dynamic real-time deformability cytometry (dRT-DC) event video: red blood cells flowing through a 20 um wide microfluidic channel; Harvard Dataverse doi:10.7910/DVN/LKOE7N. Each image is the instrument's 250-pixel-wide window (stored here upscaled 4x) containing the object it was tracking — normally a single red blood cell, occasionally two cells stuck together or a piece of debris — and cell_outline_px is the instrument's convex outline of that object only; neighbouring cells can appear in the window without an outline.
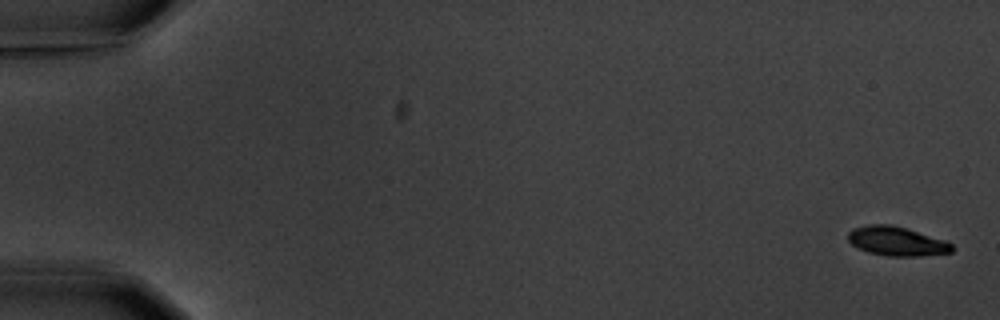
{"species": "common noctule bat (a hibernating species)", "species_latin": "Nyctalus noctula", "temperature_condition": "warm", "stored_images_in_passage": 7, "segment_of_instrument_passage": [1, 2], "camera_frame_rate_fps": 3000, "um_per_image_px": 0.085, "animal": {"sex": "male", "body_mass_g": 20.1, "forearm_length_mm": 53.5}, "frame": {"image": 1, "passage_image": 1, "time_ms": 0.0, "image_size_px": [1000, 320], "cell_outline_px": [[952, 252], [920, 256], [888, 256], [868, 252], [856, 248], [848, 240], [848, 232], [852, 228], [868, 224], [892, 224], [944, 240], [952, 244]], "centroid_in_image_um": [76.16, 20.5], "position_along_channel_um": 8.8, "area_um2": 17.63}}
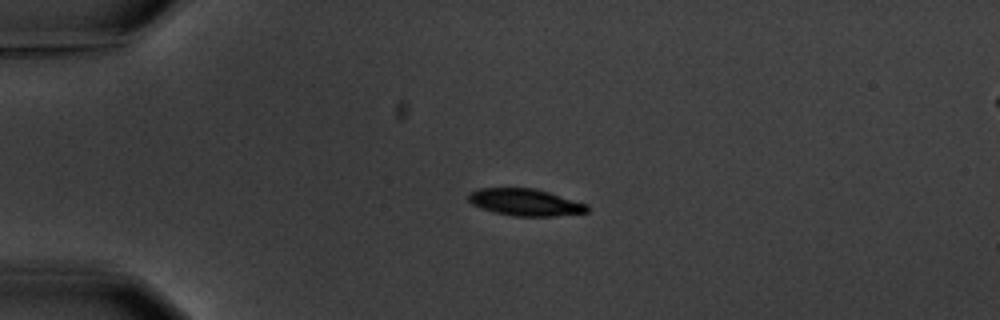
{"frame": {"image": 2, "passage_image": 5, "time_ms": 4.333, "image_size_px": [1000, 320], "cell_outline_px": [[588, 212], [556, 216], [516, 216], [496, 212], [472, 204], [468, 200], [468, 192], [476, 188], [536, 188], [588, 204]], "centroid_in_image_um": [44.65, 17.18], "position_along_channel_um": 40.3, "area_um2": 18.61}}